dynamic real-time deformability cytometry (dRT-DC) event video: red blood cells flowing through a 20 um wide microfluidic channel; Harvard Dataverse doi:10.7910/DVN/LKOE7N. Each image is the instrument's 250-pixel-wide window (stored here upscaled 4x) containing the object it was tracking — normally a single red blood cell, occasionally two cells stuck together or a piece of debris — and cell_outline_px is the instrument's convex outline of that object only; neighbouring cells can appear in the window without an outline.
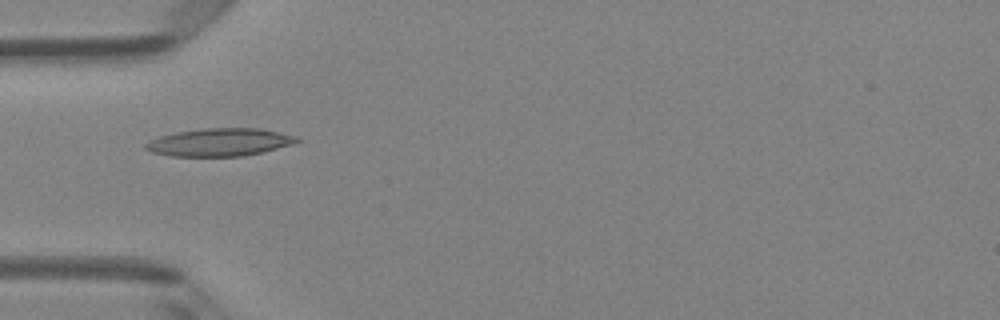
{"species": "Egyptian fruit bat (a non-hibernating species)", "species_latin": "Rousettus aegyptiacus", "temperature_condition": "room temperature", "stored_images_in_passage": 5, "camera_frame_rate_fps": 3000, "um_per_image_px": 0.085, "animal": {"sex": "female"}, "frame": {"image": 1, "passage_image": 4, "time_ms": 4.333, "image_size_px": [1000, 320], "cell_outline_px": [[300, 140], [292, 144], [264, 152], [244, 156], [172, 156], [152, 152], [144, 148], [144, 144], [148, 140], [160, 136], [176, 132], [204, 128], [256, 128], [300, 136]], "centroid_in_image_um": [18.67, 12.09], "position_along_channel_um": 66.3, "area_um2": 24.57}}
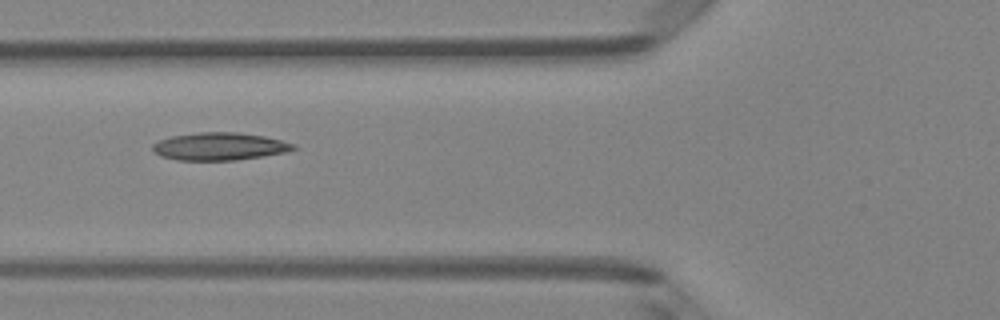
{"frame": {"image": 2, "passage_image": 5, "time_ms": 5.333, "image_size_px": [1000, 320], "cell_outline_px": [[296, 148], [284, 152], [264, 156], [236, 160], [176, 160], [160, 156], [152, 152], [152, 144], [160, 140], [172, 136], [200, 132], [236, 132], [264, 136], [296, 144]], "centroid_in_image_um": [18.62, 12.45], "position_along_channel_um": 107.2, "area_um2": 22.66}}